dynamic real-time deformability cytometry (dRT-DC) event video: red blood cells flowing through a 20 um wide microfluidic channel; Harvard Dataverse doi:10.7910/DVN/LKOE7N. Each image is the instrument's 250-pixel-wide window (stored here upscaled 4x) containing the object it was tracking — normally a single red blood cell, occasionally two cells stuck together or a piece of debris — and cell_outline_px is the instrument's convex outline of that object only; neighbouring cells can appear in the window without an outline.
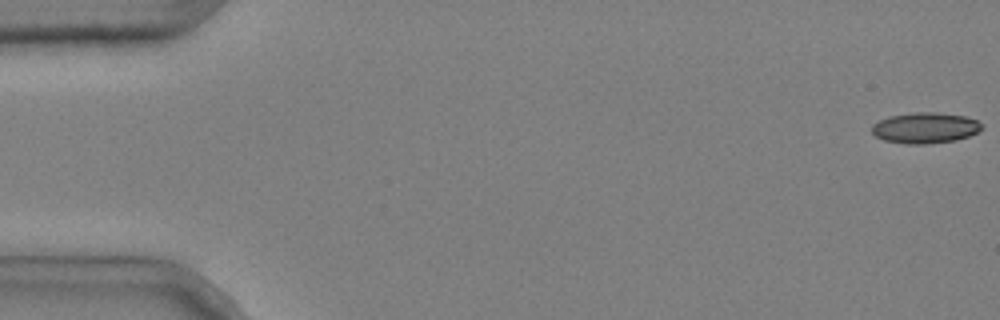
{"species": "common noctule bat (a hibernating species)", "species_latin": "Nyctalus noctula", "temperature_condition": "cold", "stored_images_in_passage": 4, "camera_frame_rate_fps": 3000, "um_per_image_px": 0.085, "animal": {"sex": "male", "body_mass_g": 20.4}, "frame": {"image": 1, "passage_image": 1, "time_ms": 0.0, "image_size_px": [1000, 320], "cell_outline_px": [[984, 128], [968, 136], [956, 140], [924, 144], [908, 144], [884, 140], [876, 136], [872, 132], [872, 124], [888, 116], [916, 112], [936, 112], [964, 116], [976, 120], [984, 124]], "centroid_in_image_um": [78.65, 10.86], "position_along_channel_um": 6.4, "area_um2": 19.71}}
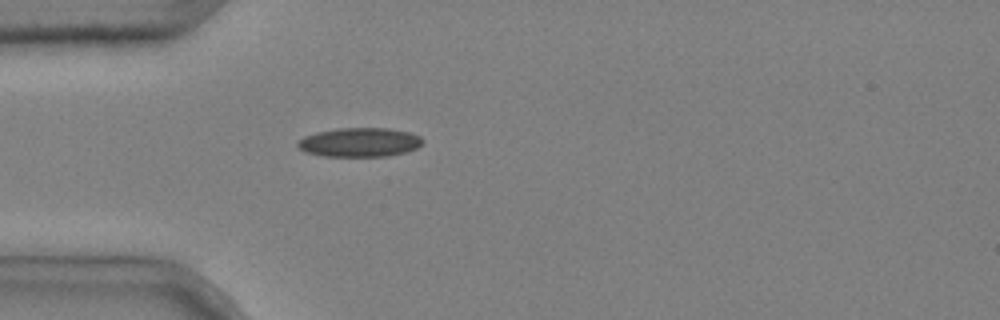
{"frame": {"image": 2, "passage_image": 4, "time_ms": 1.0, "image_size_px": [1000, 320], "cell_outline_px": [[424, 140], [416, 148], [404, 152], [384, 156], [324, 156], [304, 152], [296, 144], [304, 136], [316, 132], [340, 128], [388, 128], [408, 132], [420, 136]], "centroid_in_image_um": [30.54, 12.09], "position_along_channel_um": 54.5, "area_um2": 20.98}}